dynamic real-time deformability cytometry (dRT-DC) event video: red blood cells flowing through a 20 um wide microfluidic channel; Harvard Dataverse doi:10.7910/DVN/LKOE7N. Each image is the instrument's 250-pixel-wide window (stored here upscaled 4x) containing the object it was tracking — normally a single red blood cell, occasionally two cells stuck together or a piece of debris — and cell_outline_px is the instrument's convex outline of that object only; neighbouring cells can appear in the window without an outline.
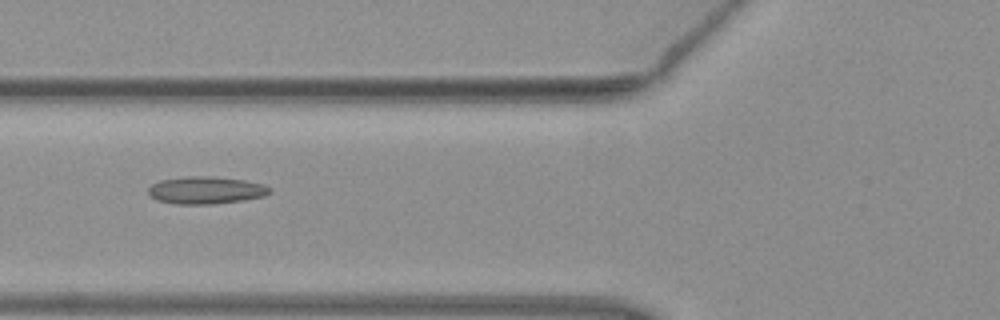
{"species": "common noctule bat (a hibernating species)", "species_latin": "Nyctalus noctula", "temperature_condition": "warm", "stored_images_in_passage": 4, "camera_frame_rate_fps": 3000, "um_per_image_px": 0.085, "animal": {"sex": "female", "body_mass_g": 19.3, "forearm_length_mm": 54.1}, "frame": {"image": 1, "passage_image": 4, "time_ms": 1.0, "image_size_px": [1000, 320], "cell_outline_px": [[272, 192], [264, 196], [244, 200], [212, 204], [176, 204], [156, 200], [148, 196], [148, 188], [152, 184], [160, 180], [184, 176], [212, 176], [244, 180], [264, 184], [272, 188]], "centroid_in_image_um": [17.49, 16.16], "position_along_channel_um": 108.3, "area_um2": 19.65}}